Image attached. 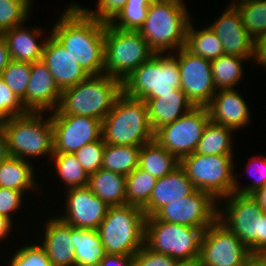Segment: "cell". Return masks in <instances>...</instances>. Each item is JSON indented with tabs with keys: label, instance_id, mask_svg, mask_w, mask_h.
Wrapping results in <instances>:
<instances>
[{
	"label": "cell",
	"instance_id": "14",
	"mask_svg": "<svg viewBox=\"0 0 266 266\" xmlns=\"http://www.w3.org/2000/svg\"><path fill=\"white\" fill-rule=\"evenodd\" d=\"M180 73V89L194 107H206L217 89L212 78L211 61L195 56L185 47L175 51Z\"/></svg>",
	"mask_w": 266,
	"mask_h": 266
},
{
	"label": "cell",
	"instance_id": "16",
	"mask_svg": "<svg viewBox=\"0 0 266 266\" xmlns=\"http://www.w3.org/2000/svg\"><path fill=\"white\" fill-rule=\"evenodd\" d=\"M54 153L74 154L78 149L102 137V121L82 115H50Z\"/></svg>",
	"mask_w": 266,
	"mask_h": 266
},
{
	"label": "cell",
	"instance_id": "44",
	"mask_svg": "<svg viewBox=\"0 0 266 266\" xmlns=\"http://www.w3.org/2000/svg\"><path fill=\"white\" fill-rule=\"evenodd\" d=\"M127 0H98L97 8L92 10L79 6L88 16L99 22L110 23L120 10L125 6Z\"/></svg>",
	"mask_w": 266,
	"mask_h": 266
},
{
	"label": "cell",
	"instance_id": "38",
	"mask_svg": "<svg viewBox=\"0 0 266 266\" xmlns=\"http://www.w3.org/2000/svg\"><path fill=\"white\" fill-rule=\"evenodd\" d=\"M31 63L10 60L0 78L12 90L26 109V88L30 81Z\"/></svg>",
	"mask_w": 266,
	"mask_h": 266
},
{
	"label": "cell",
	"instance_id": "53",
	"mask_svg": "<svg viewBox=\"0 0 266 266\" xmlns=\"http://www.w3.org/2000/svg\"><path fill=\"white\" fill-rule=\"evenodd\" d=\"M247 266H266L265 255H251Z\"/></svg>",
	"mask_w": 266,
	"mask_h": 266
},
{
	"label": "cell",
	"instance_id": "43",
	"mask_svg": "<svg viewBox=\"0 0 266 266\" xmlns=\"http://www.w3.org/2000/svg\"><path fill=\"white\" fill-rule=\"evenodd\" d=\"M26 113L23 103L0 78V122Z\"/></svg>",
	"mask_w": 266,
	"mask_h": 266
},
{
	"label": "cell",
	"instance_id": "47",
	"mask_svg": "<svg viewBox=\"0 0 266 266\" xmlns=\"http://www.w3.org/2000/svg\"><path fill=\"white\" fill-rule=\"evenodd\" d=\"M99 266H133V256L106 254Z\"/></svg>",
	"mask_w": 266,
	"mask_h": 266
},
{
	"label": "cell",
	"instance_id": "27",
	"mask_svg": "<svg viewBox=\"0 0 266 266\" xmlns=\"http://www.w3.org/2000/svg\"><path fill=\"white\" fill-rule=\"evenodd\" d=\"M87 186L108 206L126 205V176L122 174L101 168L89 175Z\"/></svg>",
	"mask_w": 266,
	"mask_h": 266
},
{
	"label": "cell",
	"instance_id": "52",
	"mask_svg": "<svg viewBox=\"0 0 266 266\" xmlns=\"http://www.w3.org/2000/svg\"><path fill=\"white\" fill-rule=\"evenodd\" d=\"M252 196L259 203L261 210L266 213V184L254 192Z\"/></svg>",
	"mask_w": 266,
	"mask_h": 266
},
{
	"label": "cell",
	"instance_id": "32",
	"mask_svg": "<svg viewBox=\"0 0 266 266\" xmlns=\"http://www.w3.org/2000/svg\"><path fill=\"white\" fill-rule=\"evenodd\" d=\"M235 130L211 120L205 127L195 153L202 155H234L233 136Z\"/></svg>",
	"mask_w": 266,
	"mask_h": 266
},
{
	"label": "cell",
	"instance_id": "25",
	"mask_svg": "<svg viewBox=\"0 0 266 266\" xmlns=\"http://www.w3.org/2000/svg\"><path fill=\"white\" fill-rule=\"evenodd\" d=\"M143 100L147 104L148 120L154 133L162 126L185 115L194 107L180 88H177L174 93L160 94V97L144 98Z\"/></svg>",
	"mask_w": 266,
	"mask_h": 266
},
{
	"label": "cell",
	"instance_id": "3",
	"mask_svg": "<svg viewBox=\"0 0 266 266\" xmlns=\"http://www.w3.org/2000/svg\"><path fill=\"white\" fill-rule=\"evenodd\" d=\"M123 93L122 82L108 75L89 76L62 90L57 110L50 115H82L103 121Z\"/></svg>",
	"mask_w": 266,
	"mask_h": 266
},
{
	"label": "cell",
	"instance_id": "55",
	"mask_svg": "<svg viewBox=\"0 0 266 266\" xmlns=\"http://www.w3.org/2000/svg\"><path fill=\"white\" fill-rule=\"evenodd\" d=\"M240 1H244V0H235V1L231 0L229 5H234V4H236V3L240 2Z\"/></svg>",
	"mask_w": 266,
	"mask_h": 266
},
{
	"label": "cell",
	"instance_id": "54",
	"mask_svg": "<svg viewBox=\"0 0 266 266\" xmlns=\"http://www.w3.org/2000/svg\"><path fill=\"white\" fill-rule=\"evenodd\" d=\"M176 266H197V263L180 262V263H177Z\"/></svg>",
	"mask_w": 266,
	"mask_h": 266
},
{
	"label": "cell",
	"instance_id": "26",
	"mask_svg": "<svg viewBox=\"0 0 266 266\" xmlns=\"http://www.w3.org/2000/svg\"><path fill=\"white\" fill-rule=\"evenodd\" d=\"M32 163L33 161L13 156L0 162V187L18 190L23 194L34 190L36 192L38 190L36 187H39V180L36 181Z\"/></svg>",
	"mask_w": 266,
	"mask_h": 266
},
{
	"label": "cell",
	"instance_id": "49",
	"mask_svg": "<svg viewBox=\"0 0 266 266\" xmlns=\"http://www.w3.org/2000/svg\"><path fill=\"white\" fill-rule=\"evenodd\" d=\"M11 58L9 56V51L7 49L6 42L0 35V76L3 70L6 68L8 63L10 62Z\"/></svg>",
	"mask_w": 266,
	"mask_h": 266
},
{
	"label": "cell",
	"instance_id": "24",
	"mask_svg": "<svg viewBox=\"0 0 266 266\" xmlns=\"http://www.w3.org/2000/svg\"><path fill=\"white\" fill-rule=\"evenodd\" d=\"M25 24L8 29L0 35L4 39L12 60L34 63L41 61L47 37L39 39L44 30L40 27L31 29ZM40 41V42H39Z\"/></svg>",
	"mask_w": 266,
	"mask_h": 266
},
{
	"label": "cell",
	"instance_id": "6",
	"mask_svg": "<svg viewBox=\"0 0 266 266\" xmlns=\"http://www.w3.org/2000/svg\"><path fill=\"white\" fill-rule=\"evenodd\" d=\"M49 116V117H47ZM27 112L2 122L9 155L24 160L48 157L54 153L53 126L50 113Z\"/></svg>",
	"mask_w": 266,
	"mask_h": 266
},
{
	"label": "cell",
	"instance_id": "5",
	"mask_svg": "<svg viewBox=\"0 0 266 266\" xmlns=\"http://www.w3.org/2000/svg\"><path fill=\"white\" fill-rule=\"evenodd\" d=\"M102 138L105 144L132 146L154 140L146 102L122 93L102 121Z\"/></svg>",
	"mask_w": 266,
	"mask_h": 266
},
{
	"label": "cell",
	"instance_id": "33",
	"mask_svg": "<svg viewBox=\"0 0 266 266\" xmlns=\"http://www.w3.org/2000/svg\"><path fill=\"white\" fill-rule=\"evenodd\" d=\"M141 146L105 144L102 169L128 176L139 166Z\"/></svg>",
	"mask_w": 266,
	"mask_h": 266
},
{
	"label": "cell",
	"instance_id": "36",
	"mask_svg": "<svg viewBox=\"0 0 266 266\" xmlns=\"http://www.w3.org/2000/svg\"><path fill=\"white\" fill-rule=\"evenodd\" d=\"M233 6L254 41L266 35V0H244Z\"/></svg>",
	"mask_w": 266,
	"mask_h": 266
},
{
	"label": "cell",
	"instance_id": "46",
	"mask_svg": "<svg viewBox=\"0 0 266 266\" xmlns=\"http://www.w3.org/2000/svg\"><path fill=\"white\" fill-rule=\"evenodd\" d=\"M23 194L21 191L0 187V215L13 222L14 212L23 206Z\"/></svg>",
	"mask_w": 266,
	"mask_h": 266
},
{
	"label": "cell",
	"instance_id": "20",
	"mask_svg": "<svg viewBox=\"0 0 266 266\" xmlns=\"http://www.w3.org/2000/svg\"><path fill=\"white\" fill-rule=\"evenodd\" d=\"M41 60L48 67L56 85L61 91L75 86L89 77L51 33L45 42Z\"/></svg>",
	"mask_w": 266,
	"mask_h": 266
},
{
	"label": "cell",
	"instance_id": "56",
	"mask_svg": "<svg viewBox=\"0 0 266 266\" xmlns=\"http://www.w3.org/2000/svg\"><path fill=\"white\" fill-rule=\"evenodd\" d=\"M152 2H159V1H171V0H151Z\"/></svg>",
	"mask_w": 266,
	"mask_h": 266
},
{
	"label": "cell",
	"instance_id": "31",
	"mask_svg": "<svg viewBox=\"0 0 266 266\" xmlns=\"http://www.w3.org/2000/svg\"><path fill=\"white\" fill-rule=\"evenodd\" d=\"M251 60L253 58L225 54L211 61L212 78L216 89H235V86L237 87L244 77L243 63L248 61L250 63Z\"/></svg>",
	"mask_w": 266,
	"mask_h": 266
},
{
	"label": "cell",
	"instance_id": "13",
	"mask_svg": "<svg viewBox=\"0 0 266 266\" xmlns=\"http://www.w3.org/2000/svg\"><path fill=\"white\" fill-rule=\"evenodd\" d=\"M209 121L206 107H193L174 122L159 128L154 139L180 161L196 151Z\"/></svg>",
	"mask_w": 266,
	"mask_h": 266
},
{
	"label": "cell",
	"instance_id": "4",
	"mask_svg": "<svg viewBox=\"0 0 266 266\" xmlns=\"http://www.w3.org/2000/svg\"><path fill=\"white\" fill-rule=\"evenodd\" d=\"M219 202L217 219L243 242L252 255H264L266 213L257 200L252 195L233 192Z\"/></svg>",
	"mask_w": 266,
	"mask_h": 266
},
{
	"label": "cell",
	"instance_id": "11",
	"mask_svg": "<svg viewBox=\"0 0 266 266\" xmlns=\"http://www.w3.org/2000/svg\"><path fill=\"white\" fill-rule=\"evenodd\" d=\"M234 155L191 153L180 160V166L195 189L209 193L218 203L234 192Z\"/></svg>",
	"mask_w": 266,
	"mask_h": 266
},
{
	"label": "cell",
	"instance_id": "15",
	"mask_svg": "<svg viewBox=\"0 0 266 266\" xmlns=\"http://www.w3.org/2000/svg\"><path fill=\"white\" fill-rule=\"evenodd\" d=\"M154 216L163 222L207 228L217 219L218 202L209 193L196 189L165 205Z\"/></svg>",
	"mask_w": 266,
	"mask_h": 266
},
{
	"label": "cell",
	"instance_id": "35",
	"mask_svg": "<svg viewBox=\"0 0 266 266\" xmlns=\"http://www.w3.org/2000/svg\"><path fill=\"white\" fill-rule=\"evenodd\" d=\"M157 179L139 166L126 176V204L143 209L149 202Z\"/></svg>",
	"mask_w": 266,
	"mask_h": 266
},
{
	"label": "cell",
	"instance_id": "19",
	"mask_svg": "<svg viewBox=\"0 0 266 266\" xmlns=\"http://www.w3.org/2000/svg\"><path fill=\"white\" fill-rule=\"evenodd\" d=\"M61 94L62 91L42 60L31 63L30 81L26 88V111L45 112L47 115L58 109Z\"/></svg>",
	"mask_w": 266,
	"mask_h": 266
},
{
	"label": "cell",
	"instance_id": "17",
	"mask_svg": "<svg viewBox=\"0 0 266 266\" xmlns=\"http://www.w3.org/2000/svg\"><path fill=\"white\" fill-rule=\"evenodd\" d=\"M65 208L57 217L75 228L95 229L105 218L109 206L86 187L65 190Z\"/></svg>",
	"mask_w": 266,
	"mask_h": 266
},
{
	"label": "cell",
	"instance_id": "2",
	"mask_svg": "<svg viewBox=\"0 0 266 266\" xmlns=\"http://www.w3.org/2000/svg\"><path fill=\"white\" fill-rule=\"evenodd\" d=\"M183 1L150 4L146 21L139 32L154 53H174L185 47L191 13Z\"/></svg>",
	"mask_w": 266,
	"mask_h": 266
},
{
	"label": "cell",
	"instance_id": "28",
	"mask_svg": "<svg viewBox=\"0 0 266 266\" xmlns=\"http://www.w3.org/2000/svg\"><path fill=\"white\" fill-rule=\"evenodd\" d=\"M71 238L75 249V266L100 265L106 251L97 230L71 226Z\"/></svg>",
	"mask_w": 266,
	"mask_h": 266
},
{
	"label": "cell",
	"instance_id": "45",
	"mask_svg": "<svg viewBox=\"0 0 266 266\" xmlns=\"http://www.w3.org/2000/svg\"><path fill=\"white\" fill-rule=\"evenodd\" d=\"M177 263L171 256L155 252L146 244L133 255V266H176Z\"/></svg>",
	"mask_w": 266,
	"mask_h": 266
},
{
	"label": "cell",
	"instance_id": "51",
	"mask_svg": "<svg viewBox=\"0 0 266 266\" xmlns=\"http://www.w3.org/2000/svg\"><path fill=\"white\" fill-rule=\"evenodd\" d=\"M9 156L6 134L3 129L2 122H0V162L4 161Z\"/></svg>",
	"mask_w": 266,
	"mask_h": 266
},
{
	"label": "cell",
	"instance_id": "22",
	"mask_svg": "<svg viewBox=\"0 0 266 266\" xmlns=\"http://www.w3.org/2000/svg\"><path fill=\"white\" fill-rule=\"evenodd\" d=\"M44 224L43 239L39 244L46 251L52 266H75L71 226L57 216L47 218Z\"/></svg>",
	"mask_w": 266,
	"mask_h": 266
},
{
	"label": "cell",
	"instance_id": "40",
	"mask_svg": "<svg viewBox=\"0 0 266 266\" xmlns=\"http://www.w3.org/2000/svg\"><path fill=\"white\" fill-rule=\"evenodd\" d=\"M15 251L8 266H52L46 251L39 243L31 242Z\"/></svg>",
	"mask_w": 266,
	"mask_h": 266
},
{
	"label": "cell",
	"instance_id": "10",
	"mask_svg": "<svg viewBox=\"0 0 266 266\" xmlns=\"http://www.w3.org/2000/svg\"><path fill=\"white\" fill-rule=\"evenodd\" d=\"M205 229L163 222L155 216L146 217L145 244L155 252L171 256L178 263H197Z\"/></svg>",
	"mask_w": 266,
	"mask_h": 266
},
{
	"label": "cell",
	"instance_id": "21",
	"mask_svg": "<svg viewBox=\"0 0 266 266\" xmlns=\"http://www.w3.org/2000/svg\"><path fill=\"white\" fill-rule=\"evenodd\" d=\"M206 108L212 122L235 131L251 123V109L237 88L217 90Z\"/></svg>",
	"mask_w": 266,
	"mask_h": 266
},
{
	"label": "cell",
	"instance_id": "12",
	"mask_svg": "<svg viewBox=\"0 0 266 266\" xmlns=\"http://www.w3.org/2000/svg\"><path fill=\"white\" fill-rule=\"evenodd\" d=\"M251 255L243 242L216 219L204 230L197 266H247Z\"/></svg>",
	"mask_w": 266,
	"mask_h": 266
},
{
	"label": "cell",
	"instance_id": "39",
	"mask_svg": "<svg viewBox=\"0 0 266 266\" xmlns=\"http://www.w3.org/2000/svg\"><path fill=\"white\" fill-rule=\"evenodd\" d=\"M33 0H0V34L29 21Z\"/></svg>",
	"mask_w": 266,
	"mask_h": 266
},
{
	"label": "cell",
	"instance_id": "23",
	"mask_svg": "<svg viewBox=\"0 0 266 266\" xmlns=\"http://www.w3.org/2000/svg\"><path fill=\"white\" fill-rule=\"evenodd\" d=\"M195 187L179 165L168 175L157 179L148 204L143 208L146 217L154 216L165 205L192 194Z\"/></svg>",
	"mask_w": 266,
	"mask_h": 266
},
{
	"label": "cell",
	"instance_id": "50",
	"mask_svg": "<svg viewBox=\"0 0 266 266\" xmlns=\"http://www.w3.org/2000/svg\"><path fill=\"white\" fill-rule=\"evenodd\" d=\"M12 224L13 222L10 219L0 215V242H3V240L11 234V231H13Z\"/></svg>",
	"mask_w": 266,
	"mask_h": 266
},
{
	"label": "cell",
	"instance_id": "48",
	"mask_svg": "<svg viewBox=\"0 0 266 266\" xmlns=\"http://www.w3.org/2000/svg\"><path fill=\"white\" fill-rule=\"evenodd\" d=\"M261 67H266V35L255 40L253 61ZM266 69V68H265Z\"/></svg>",
	"mask_w": 266,
	"mask_h": 266
},
{
	"label": "cell",
	"instance_id": "8",
	"mask_svg": "<svg viewBox=\"0 0 266 266\" xmlns=\"http://www.w3.org/2000/svg\"><path fill=\"white\" fill-rule=\"evenodd\" d=\"M180 73L174 53H154L122 82L123 93L134 99L157 98L180 88Z\"/></svg>",
	"mask_w": 266,
	"mask_h": 266
},
{
	"label": "cell",
	"instance_id": "41",
	"mask_svg": "<svg viewBox=\"0 0 266 266\" xmlns=\"http://www.w3.org/2000/svg\"><path fill=\"white\" fill-rule=\"evenodd\" d=\"M104 150L105 142L101 137L99 140L84 145L74 155L86 173L90 175L102 168Z\"/></svg>",
	"mask_w": 266,
	"mask_h": 266
},
{
	"label": "cell",
	"instance_id": "42",
	"mask_svg": "<svg viewBox=\"0 0 266 266\" xmlns=\"http://www.w3.org/2000/svg\"><path fill=\"white\" fill-rule=\"evenodd\" d=\"M254 163V164H253ZM254 166V167H251ZM247 166H249V168H251V171L257 167V169L255 170V172H257V174H253L255 177L251 184H248L246 186L244 185H240L241 183H239L237 180V176L238 174H234V192L236 193H240L243 195H252L254 192H256L259 188L263 187L266 184V156L260 157L259 155L257 156H252V158H250ZM253 168V169H252ZM259 169V170H258ZM250 171V170H249ZM249 172V174L252 175L253 172ZM250 175V176H251Z\"/></svg>",
	"mask_w": 266,
	"mask_h": 266
},
{
	"label": "cell",
	"instance_id": "9",
	"mask_svg": "<svg viewBox=\"0 0 266 266\" xmlns=\"http://www.w3.org/2000/svg\"><path fill=\"white\" fill-rule=\"evenodd\" d=\"M153 55L139 31L105 25L104 75L123 82Z\"/></svg>",
	"mask_w": 266,
	"mask_h": 266
},
{
	"label": "cell",
	"instance_id": "18",
	"mask_svg": "<svg viewBox=\"0 0 266 266\" xmlns=\"http://www.w3.org/2000/svg\"><path fill=\"white\" fill-rule=\"evenodd\" d=\"M222 42L225 54L241 58H254L255 41L246 31L238 10L233 5L208 24Z\"/></svg>",
	"mask_w": 266,
	"mask_h": 266
},
{
	"label": "cell",
	"instance_id": "37",
	"mask_svg": "<svg viewBox=\"0 0 266 266\" xmlns=\"http://www.w3.org/2000/svg\"><path fill=\"white\" fill-rule=\"evenodd\" d=\"M151 0H127L125 6L109 23L122 30L139 31L146 21Z\"/></svg>",
	"mask_w": 266,
	"mask_h": 266
},
{
	"label": "cell",
	"instance_id": "34",
	"mask_svg": "<svg viewBox=\"0 0 266 266\" xmlns=\"http://www.w3.org/2000/svg\"><path fill=\"white\" fill-rule=\"evenodd\" d=\"M50 161L51 166L54 165L53 169L56 170V175L61 179V184L64 183L66 186V190L88 185L89 175L74 154L53 153Z\"/></svg>",
	"mask_w": 266,
	"mask_h": 266
},
{
	"label": "cell",
	"instance_id": "30",
	"mask_svg": "<svg viewBox=\"0 0 266 266\" xmlns=\"http://www.w3.org/2000/svg\"><path fill=\"white\" fill-rule=\"evenodd\" d=\"M202 29H195L192 20L187 29L185 48L195 56L213 61L216 58L225 55L222 42L219 40L215 32L205 26Z\"/></svg>",
	"mask_w": 266,
	"mask_h": 266
},
{
	"label": "cell",
	"instance_id": "7",
	"mask_svg": "<svg viewBox=\"0 0 266 266\" xmlns=\"http://www.w3.org/2000/svg\"><path fill=\"white\" fill-rule=\"evenodd\" d=\"M145 220L137 206H109L97 229L106 254L135 255L145 244Z\"/></svg>",
	"mask_w": 266,
	"mask_h": 266
},
{
	"label": "cell",
	"instance_id": "29",
	"mask_svg": "<svg viewBox=\"0 0 266 266\" xmlns=\"http://www.w3.org/2000/svg\"><path fill=\"white\" fill-rule=\"evenodd\" d=\"M180 165V161L155 139L142 145L139 167L156 179L162 178Z\"/></svg>",
	"mask_w": 266,
	"mask_h": 266
},
{
	"label": "cell",
	"instance_id": "1",
	"mask_svg": "<svg viewBox=\"0 0 266 266\" xmlns=\"http://www.w3.org/2000/svg\"><path fill=\"white\" fill-rule=\"evenodd\" d=\"M56 18L48 33L64 46L89 76L102 75L106 23L88 16L78 3L73 2Z\"/></svg>",
	"mask_w": 266,
	"mask_h": 266
}]
</instances>
